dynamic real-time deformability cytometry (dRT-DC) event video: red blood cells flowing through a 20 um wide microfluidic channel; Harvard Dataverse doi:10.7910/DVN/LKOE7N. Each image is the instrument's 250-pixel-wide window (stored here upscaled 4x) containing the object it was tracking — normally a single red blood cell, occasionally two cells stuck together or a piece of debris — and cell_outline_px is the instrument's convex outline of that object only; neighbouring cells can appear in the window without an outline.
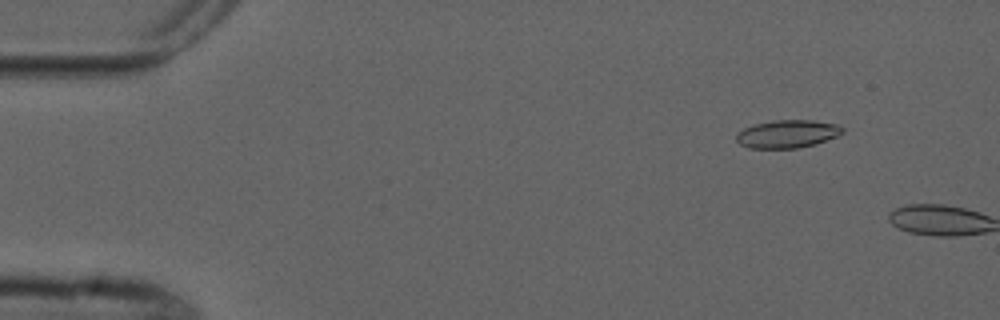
{"species": "common noctule bat (a hibernating species)", "species_latin": "Nyctalus noctula", "temperature_condition": "cold", "stored_images_in_passage": 3, "camera_frame_rate_fps": 3000, "um_per_image_px": 0.085, "animal": {"sex": "male", "forearm_length_mm": 52.5}, "frame": {"image": 1, "passage_image": 2, "time_ms": 1.0, "image_size_px": [1000, 320], "cell_outline_px": [[844, 132], [836, 136], [816, 144], [796, 148], [748, 148], [740, 144], [736, 140], [736, 132], [744, 128], [756, 124], [772, 120], [812, 120], [840, 124], [844, 128]], "centroid_in_image_um": [66.94, 11.38], "position_along_channel_um": 18.1, "area_um2": 17.4}}